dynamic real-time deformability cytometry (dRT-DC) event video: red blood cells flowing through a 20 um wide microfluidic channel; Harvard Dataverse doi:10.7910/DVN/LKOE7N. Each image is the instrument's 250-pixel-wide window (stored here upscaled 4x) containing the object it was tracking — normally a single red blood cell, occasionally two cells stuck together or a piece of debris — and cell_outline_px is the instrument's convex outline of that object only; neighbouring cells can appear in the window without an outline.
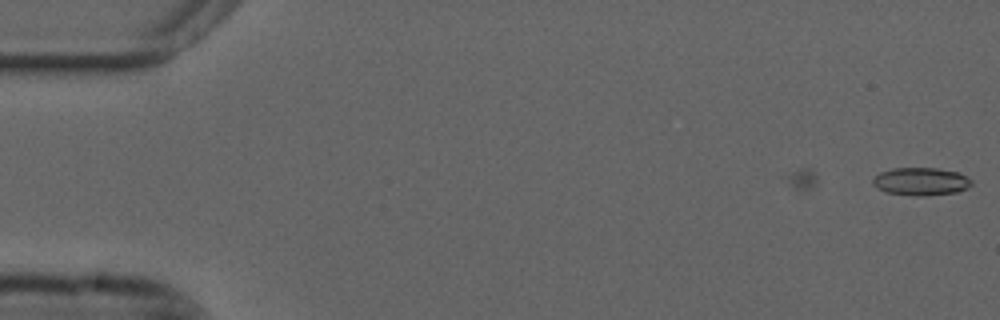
{"species": "common noctule bat (a hibernating species)", "species_latin": "Nyctalus noctula", "temperature_condition": "cold", "stored_images_in_passage": 5, "camera_frame_rate_fps": 3000, "um_per_image_px": 0.085, "animal": {"sex": "male", "forearm_length_mm": 52.5}, "frame": {"image": 1, "passage_image": 5, "time_ms": 1.333, "image_size_px": [1000, 320], "cell_outline_px": [[972, 184], [968, 188], [956, 192], [924, 196], [916, 196], [884, 192], [876, 188], [872, 184], [872, 180], [880, 172], [892, 168], [936, 168], [960, 172], [972, 180]], "centroid_in_image_um": [78.28, 15.43], "position_along_channel_um": 6.7, "area_um2": 16.18}}